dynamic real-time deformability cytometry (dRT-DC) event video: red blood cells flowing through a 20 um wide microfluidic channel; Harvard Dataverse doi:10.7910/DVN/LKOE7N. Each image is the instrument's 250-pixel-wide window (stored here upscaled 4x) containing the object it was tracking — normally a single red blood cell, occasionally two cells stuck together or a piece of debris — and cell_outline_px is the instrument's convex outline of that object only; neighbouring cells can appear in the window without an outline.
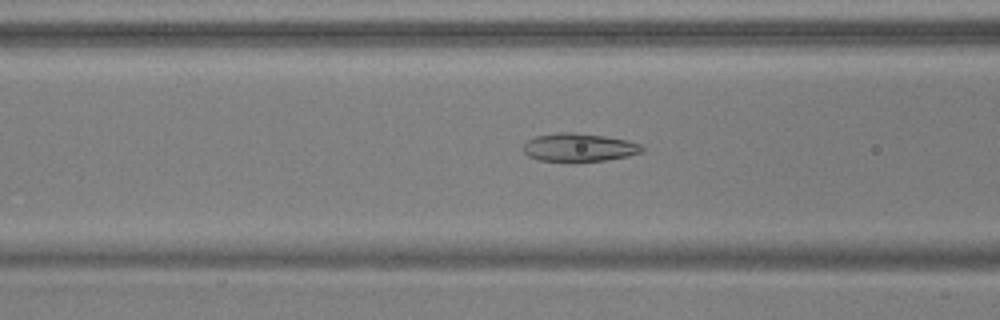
{"species": "common noctule bat (a hibernating species)", "species_latin": "Nyctalus noctula", "temperature_condition": "warm", "stored_images_in_passage": 53, "camera_frame_rate_fps": 3000, "um_per_image_px": 0.085, "animal": {"sex": "male", "body_mass_g": 17.9, "forearm_length_mm": 54.2}, "frame": {"image": 1, "passage_image": 21, "time_ms": 6.667, "image_size_px": [1000, 320], "cell_outline_px": [[644, 152], [628, 156], [604, 160], [540, 160], [528, 156], [524, 152], [524, 144], [528, 140], [536, 136], [556, 132], [576, 132], [604, 136], [628, 140], [640, 144], [644, 148]], "centroid_in_image_um": [49.25, 12.5], "position_along_channel_um": 117.4, "area_um2": 19.25}}
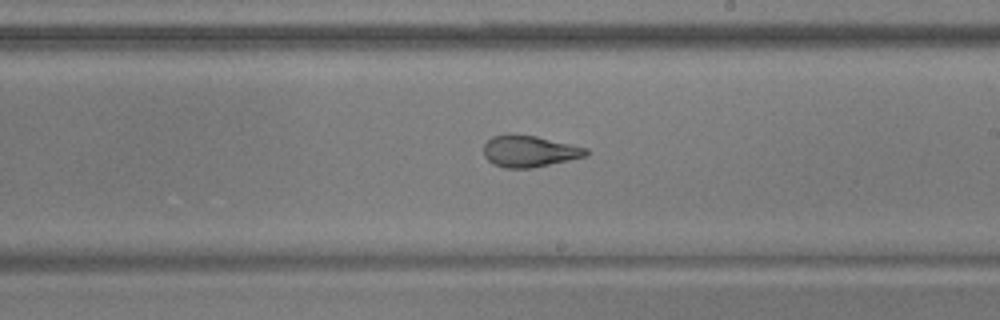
{"frame": {"image": 2, "passage_image": 31, "time_ms": 10.0, "image_size_px": [1000, 320], "cell_outline_px": [[588, 152], [584, 156], [568, 160], [532, 168], [504, 168], [492, 164], [484, 156], [484, 144], [492, 136], [508, 132], [536, 136], [588, 148]], "centroid_in_image_um": [44.93, 12.84], "position_along_channel_um": 244.1, "area_um2": 18.96}}
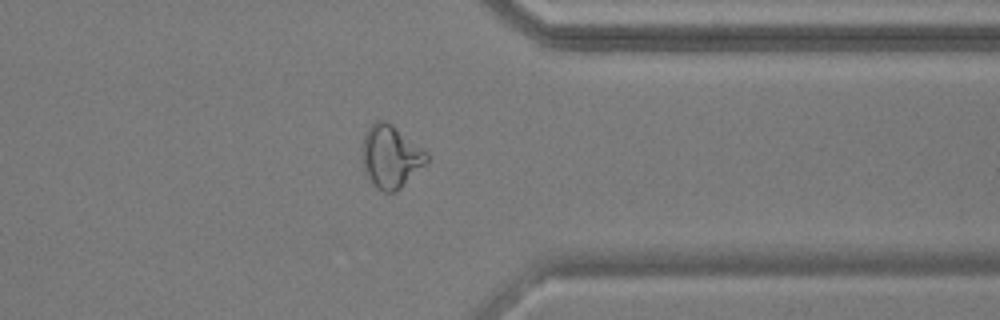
{"frame": {"image": 3, "passage_image": 42, "time_ms": 13.667, "image_size_px": [1000, 320], "cell_outline_px": [[428, 160], [396, 192], [384, 192], [376, 188], [372, 184], [364, 172], [364, 132], [376, 120], [384, 120], [392, 124], [428, 152]], "centroid_in_image_um": [33.21, 13.3], "position_along_channel_um": 378.2, "area_um2": 23.18}, "authors_computed_cell_mechanics": {"area_um2": 21.964, "velocity_mm_per_s": 3.7927, "shape_relaxation_time_tau1_ms": null, "shape_relaxation_time_tau2_ms": 1.5231, "deformation_change_tau1": null, "deformation_change_tau2": 0.0823}}